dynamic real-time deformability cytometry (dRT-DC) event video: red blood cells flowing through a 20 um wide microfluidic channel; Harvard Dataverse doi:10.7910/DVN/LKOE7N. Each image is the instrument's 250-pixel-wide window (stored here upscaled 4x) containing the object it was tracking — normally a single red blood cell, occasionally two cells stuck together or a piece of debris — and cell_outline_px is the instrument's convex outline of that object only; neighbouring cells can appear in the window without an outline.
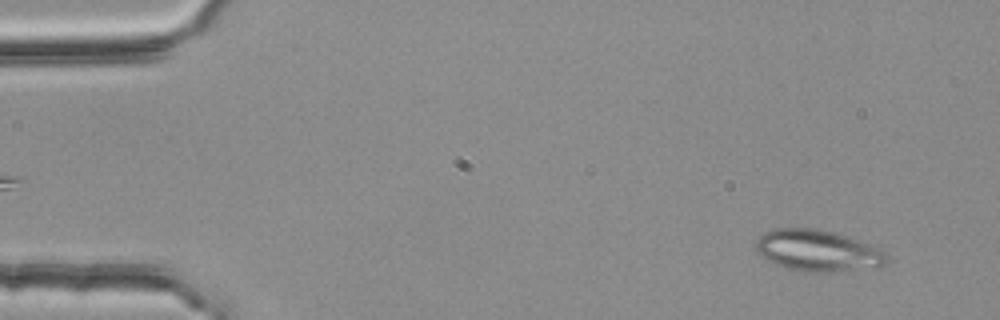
{"species": "common noctule bat (a hibernating species)", "species_latin": "Nyctalus noctula", "temperature_condition": "room temperature", "stored_images_in_passage": 51, "camera_frame_rate_fps": 3000, "um_per_image_px": 0.085, "animal": {"sex": "female", "body_mass_g": 25.1}, "frame": {"image": 1, "passage_image": 3, "time_ms": 0.667, "image_size_px": [1000, 320], "cell_outline_px": [[884, 264], [816, 272], [788, 268], [776, 264], [768, 260], [756, 252], [756, 240], [764, 232], [776, 228], [816, 228], [836, 232], [872, 244], [880, 248], [884, 252]], "centroid_in_image_um": [69.41, 21.24], "position_along_channel_um": 15.6, "area_um2": 30.63}}
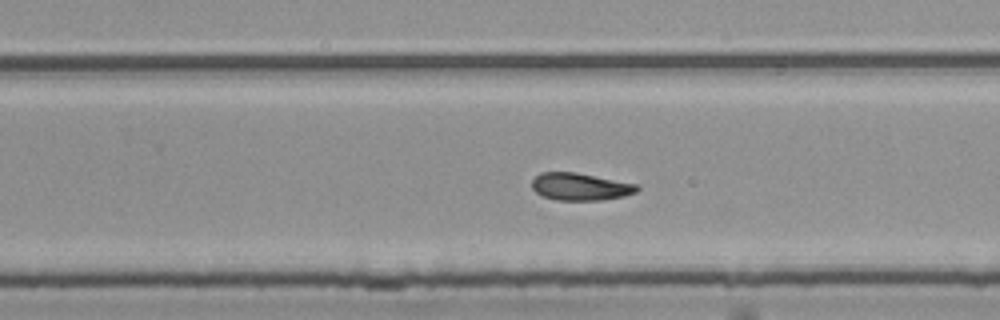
{"frame": {"image": 2, "passage_image": 33, "time_ms": 10.667, "image_size_px": [1000, 320], "cell_outline_px": [[640, 188], [636, 192], [624, 196], [600, 200], [556, 200], [540, 196], [532, 188], [532, 180], [540, 172], [576, 172], [636, 184]], "centroid_in_image_um": [49.29, 15.87], "position_along_channel_um": 280.5, "area_um2": 16.76}}
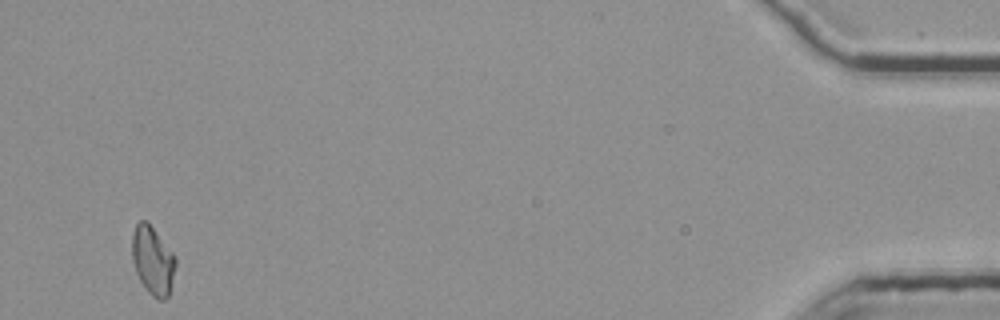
{"frame": {"image": 3, "passage_image": 51, "time_ms": 16.667, "image_size_px": [1000, 320], "cell_outline_px": [[176, 264], [168, 296], [164, 300], [156, 300], [148, 292], [140, 280], [136, 272], [132, 260], [132, 236], [136, 224], [140, 220], [148, 220], [176, 256]], "centroid_in_image_um": [12.98, 22.11], "position_along_channel_um": 422.2, "area_um2": 17.51}, "authors_computed_cell_mechanics": {"area_um2": 17.34, "velocity_mm_per_s": 3.7775, "shape_relaxation_time_tau1_ms": null, "shape_relaxation_time_tau2_ms": 3.2312, "deformation_change_tau1": null, "deformation_change_tau2": 0.101}}